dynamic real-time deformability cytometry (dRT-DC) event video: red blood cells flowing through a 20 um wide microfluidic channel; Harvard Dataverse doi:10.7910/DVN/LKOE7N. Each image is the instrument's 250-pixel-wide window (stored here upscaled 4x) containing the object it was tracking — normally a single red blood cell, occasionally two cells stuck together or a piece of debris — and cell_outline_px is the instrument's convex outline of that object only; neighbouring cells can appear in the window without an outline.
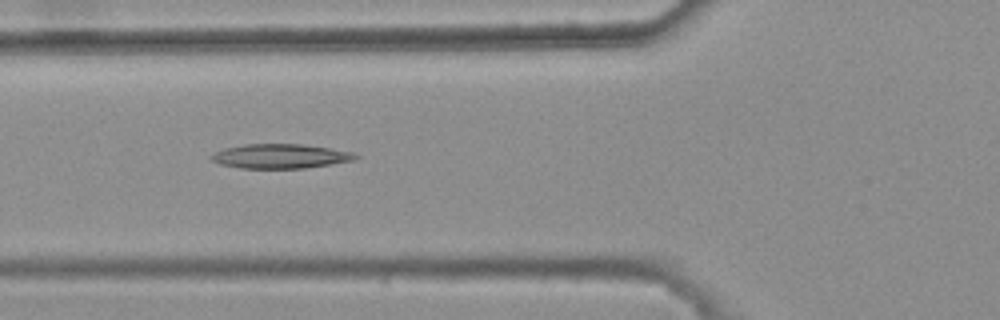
{"species": "common noctule bat (a hibernating species)", "species_latin": "Nyctalus noctula", "temperature_condition": "warm", "stored_images_in_passage": 4, "camera_frame_rate_fps": 3000, "um_per_image_px": 0.085, "animal": {"sex": "female", "body_mass_g": 25.1}, "frame": {"image": 1, "passage_image": 3, "time_ms": 0.667, "image_size_px": [1000, 320], "cell_outline_px": [[360, 156], [352, 160], [332, 164], [304, 168], [240, 168], [220, 164], [212, 160], [208, 156], [212, 152], [224, 148], [244, 144], [304, 144], [352, 152]], "centroid_in_image_um": [23.77, 13.27], "position_along_channel_um": 102.0, "area_um2": 20.52}}
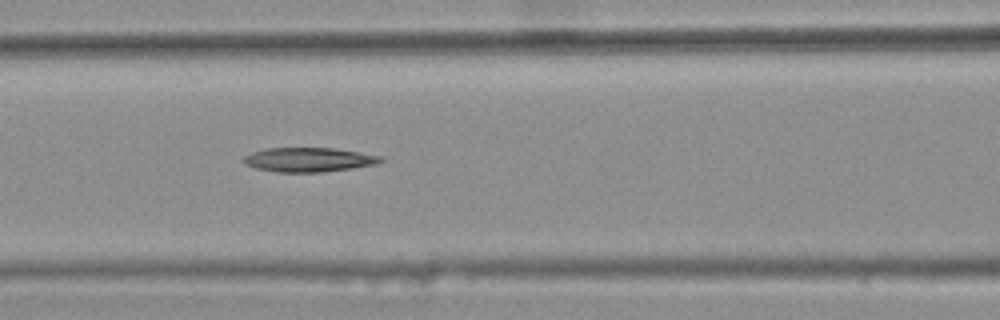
{"frame": {"image": 2, "passage_image": 4, "time_ms": 1.0, "image_size_px": [1000, 320], "cell_outline_px": [[384, 160], [376, 164], [352, 168], [324, 172], [276, 172], [256, 168], [244, 164], [240, 160], [244, 156], [252, 152], [268, 148], [332, 148], [380, 156]], "centroid_in_image_um": [26.18, 13.58], "position_along_channel_um": 140.4, "area_um2": 19.31}}